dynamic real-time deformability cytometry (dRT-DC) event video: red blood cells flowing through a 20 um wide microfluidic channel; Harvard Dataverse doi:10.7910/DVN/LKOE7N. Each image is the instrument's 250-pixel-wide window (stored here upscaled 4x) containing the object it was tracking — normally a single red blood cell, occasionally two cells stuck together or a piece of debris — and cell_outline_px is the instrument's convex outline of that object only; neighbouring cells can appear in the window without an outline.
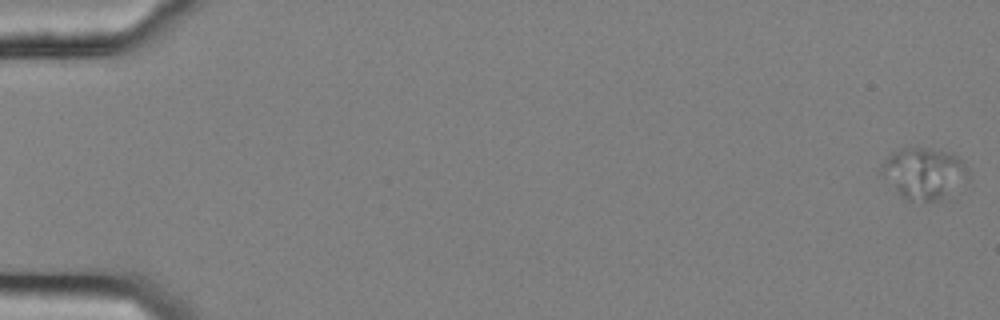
{"species": "common noctule bat (a hibernating species)", "species_latin": "Nyctalus noctula", "temperature_condition": "cold", "stored_images_in_passage": 9, "segment_of_instrument_passage": [1, 2], "camera_frame_rate_fps": 3000, "um_per_image_px": 0.085, "animal": {"sex": "female", "body_mass_g": 25.1}, "frame": {"image": 1, "passage_image": 1, "time_ms": 0.0, "image_size_px": [1000, 320], "cell_outline_px": [[968, 180], [940, 200], [908, 200], [880, 172], [880, 164], [892, 152], [904, 148], [920, 148], [944, 152], [956, 156], [968, 168]], "centroid_in_image_um": [78.55, 14.72], "position_along_channel_um": 6.5, "area_um2": 25.09}}